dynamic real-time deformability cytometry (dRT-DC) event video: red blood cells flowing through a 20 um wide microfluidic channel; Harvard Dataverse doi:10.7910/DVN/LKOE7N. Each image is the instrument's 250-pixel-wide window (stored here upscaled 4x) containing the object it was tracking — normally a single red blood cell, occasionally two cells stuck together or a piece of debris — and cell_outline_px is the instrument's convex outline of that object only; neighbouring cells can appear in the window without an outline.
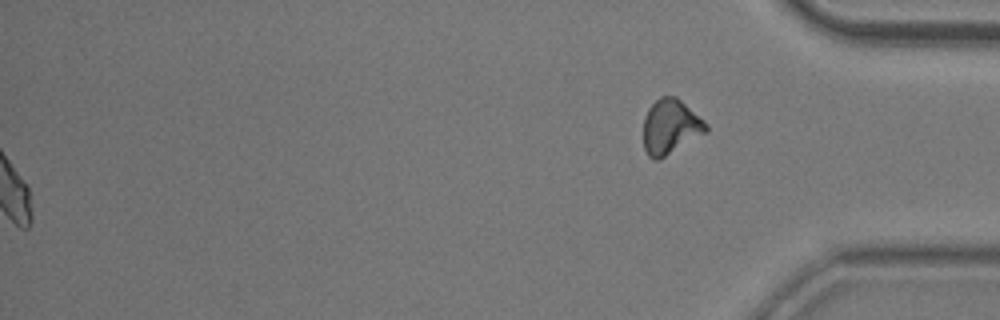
{"species": "common noctule bat (a hibernating species)", "species_latin": "Nyctalus noctula", "temperature_condition": "room temperature", "stored_images_in_passage": 54, "segment_of_instrument_passage": [2, 2], "camera_frame_rate_fps": 3000, "um_per_image_px": 0.085, "animal": {"sex": "male", "body_mass_g": 20.5, "forearm_length_mm": 52.5}, "frame": {"image": 1, "passage_image": 54, "time_ms": 17.667, "image_size_px": [1000, 320], "cell_outline_px": [[708, 132], [660, 160], [656, 160], [648, 156], [644, 148], [644, 116], [648, 108], [660, 96], [676, 96], [704, 120], [708, 124]], "centroid_in_image_um": [57.0, 10.79], "position_along_channel_um": 378.2, "area_um2": 20.23}}